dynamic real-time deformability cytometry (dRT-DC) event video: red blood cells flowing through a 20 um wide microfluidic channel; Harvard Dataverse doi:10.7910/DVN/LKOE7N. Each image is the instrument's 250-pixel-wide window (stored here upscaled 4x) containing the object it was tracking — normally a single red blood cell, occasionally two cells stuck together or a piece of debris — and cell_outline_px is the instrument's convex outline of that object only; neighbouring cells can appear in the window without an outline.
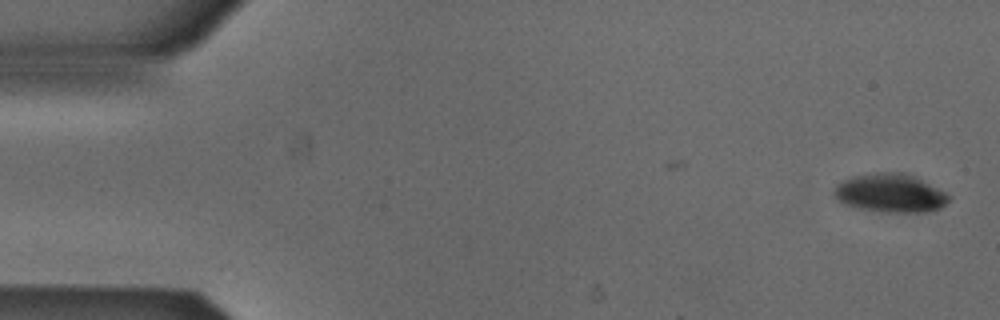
{"species": "Egyptian fruit bat (a non-hibernating species)", "species_latin": "Rousettus aegyptiacus", "temperature_condition": "cold", "stored_images_in_passage": 5, "camera_frame_rate_fps": 3000, "um_per_image_px": 0.085, "animal": {"sex": "male"}, "frame": {"image": 1, "passage_image": 1, "time_ms": 0.0, "image_size_px": [1000, 320], "cell_outline_px": [[952, 196], [940, 208], [928, 212], [884, 212], [860, 208], [848, 204], [840, 200], [832, 192], [836, 184], [852, 176], [876, 172], [904, 172], [916, 176]], "centroid_in_image_um": [75.7, 16.39], "position_along_channel_um": 9.3, "area_um2": 25.72}}